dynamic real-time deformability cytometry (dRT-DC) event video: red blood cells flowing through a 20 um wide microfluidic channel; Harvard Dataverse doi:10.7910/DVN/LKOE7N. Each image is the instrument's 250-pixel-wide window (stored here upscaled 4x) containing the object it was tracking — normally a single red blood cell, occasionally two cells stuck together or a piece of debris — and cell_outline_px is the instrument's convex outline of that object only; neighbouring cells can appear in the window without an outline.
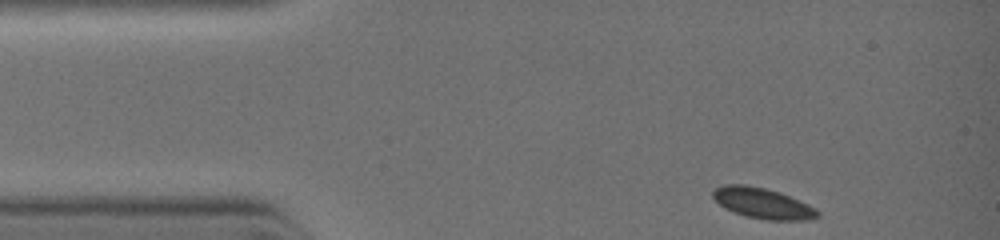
{"species": "common noctule bat (a hibernating species)", "species_latin": "Nyctalus noctula", "temperature_condition": "warm", "stored_images_in_passage": 18, "camera_frame_rate_fps": 3000, "um_per_image_px": 0.085, "animal": {"sex": "female", "body_mass_g": 19.0, "forearm_length_mm": 51.5}, "frame": {"image": 1, "passage_image": 1, "time_ms": 0.0, "image_size_px": [1000, 240], "cell_outline_px": [[820, 216], [808, 220], [764, 220], [744, 216], [724, 208], [712, 196], [712, 192], [716, 188], [724, 184], [748, 184], [780, 192], [808, 204], [816, 208], [820, 212]], "centroid_in_image_um": [64.84, 17.28], "position_along_channel_um": 20.2, "area_um2": 18.84}}
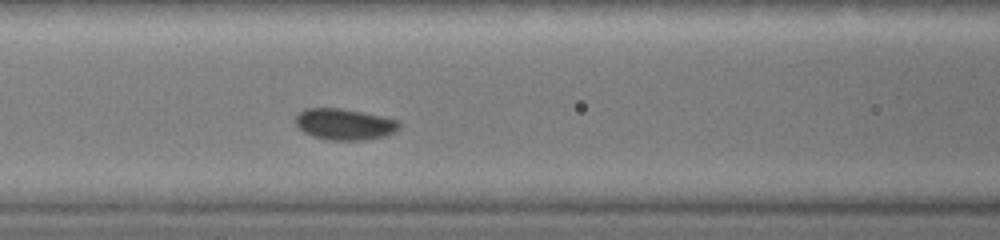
{"frame": {"image": 2, "passage_image": 11, "time_ms": 3.333, "image_size_px": [1000, 240], "cell_outline_px": [[400, 128], [396, 132], [384, 136], [364, 140], [328, 140], [312, 136], [304, 132], [296, 124], [296, 116], [304, 108], [340, 108], [380, 116], [396, 120], [400, 124]], "centroid_in_image_um": [29.27, 10.57], "position_along_channel_um": 137.3, "area_um2": 18.73}}
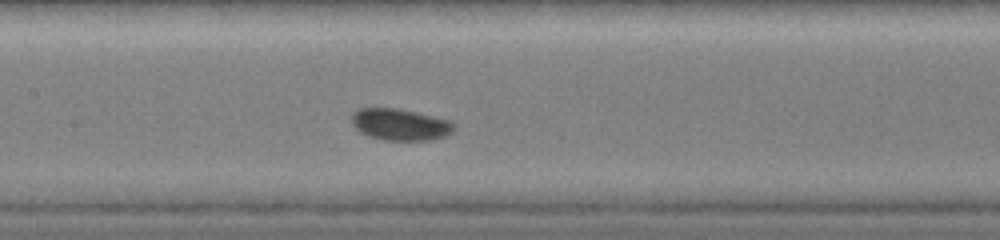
{"frame": {"image": 3, "passage_image": 13, "time_ms": 4.0, "image_size_px": [1000, 240], "cell_outline_px": [[456, 124], [452, 132], [444, 136], [432, 140], [384, 140], [368, 136], [360, 132], [352, 124], [352, 112], [360, 108], [396, 108], [416, 112], [452, 120]], "centroid_in_image_um": [34.03, 10.58], "position_along_channel_um": 173.4, "area_um2": 19.02}}